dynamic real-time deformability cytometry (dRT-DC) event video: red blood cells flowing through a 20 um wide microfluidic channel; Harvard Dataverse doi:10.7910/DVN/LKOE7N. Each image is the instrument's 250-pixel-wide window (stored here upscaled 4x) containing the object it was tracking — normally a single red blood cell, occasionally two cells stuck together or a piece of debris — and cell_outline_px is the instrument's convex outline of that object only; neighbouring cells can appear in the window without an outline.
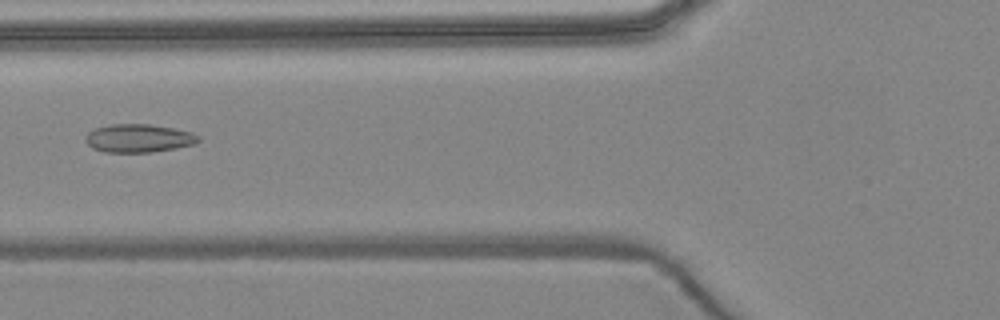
{"species": "common noctule bat (a hibernating species)", "species_latin": "Nyctalus noctula", "temperature_condition": "warm", "stored_images_in_passage": 6, "camera_frame_rate_fps": 3000, "um_per_image_px": 0.085, "animal": {"sex": "female", "body_mass_g": 24.6, "forearm_length_mm": 56.2}, "frame": {"image": 1, "passage_image": 5, "time_ms": 4.667, "image_size_px": [1000, 320], "cell_outline_px": [[200, 140], [196, 144], [176, 148], [152, 152], [104, 152], [92, 148], [84, 140], [84, 136], [88, 132], [96, 128], [112, 124], [148, 124], [172, 128], [192, 132], [200, 136]], "centroid_in_image_um": [11.78, 11.75], "position_along_channel_um": 114.0, "area_um2": 18.67}}
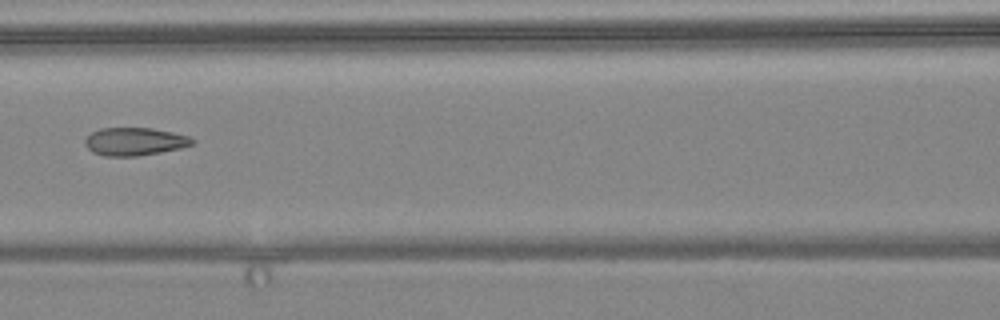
{"frame": {"image": 2, "passage_image": 6, "time_ms": 5.667, "image_size_px": [1000, 320], "cell_outline_px": [[196, 140], [192, 144], [180, 148], [140, 156], [104, 156], [92, 152], [84, 144], [84, 140], [92, 132], [100, 128], [152, 128], [172, 132], [188, 136]], "centroid_in_image_um": [11.43, 12.03], "position_along_channel_um": 155.2, "area_um2": 17.46}}